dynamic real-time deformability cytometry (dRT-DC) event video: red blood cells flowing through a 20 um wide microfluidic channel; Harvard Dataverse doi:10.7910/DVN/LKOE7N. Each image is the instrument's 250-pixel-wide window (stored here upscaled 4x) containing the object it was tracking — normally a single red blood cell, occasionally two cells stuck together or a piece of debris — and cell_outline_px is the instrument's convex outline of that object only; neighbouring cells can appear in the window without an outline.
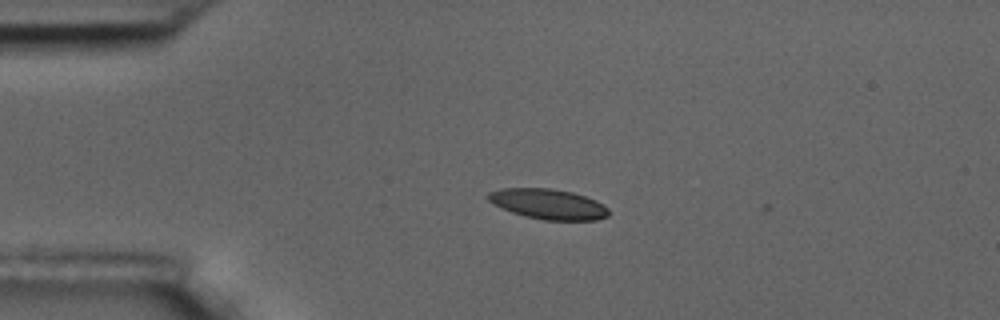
{"species": "common noctule bat (a hibernating species)", "species_latin": "Nyctalus noctula", "temperature_condition": "room temperature", "stored_images_in_passage": 3, "camera_frame_rate_fps": 3000, "um_per_image_px": 0.085, "animal": {"sex": "male", "body_mass_g": 17.5, "forearm_length_mm": 52.3}, "frame": {"image": 1, "passage_image": 2, "time_ms": 0.333, "image_size_px": [1000, 320], "cell_outline_px": [[608, 216], [596, 220], [544, 220], [524, 216], [512, 212], [488, 200], [484, 196], [488, 192], [500, 188], [552, 188], [572, 192], [596, 200], [604, 204], [608, 208]], "centroid_in_image_um": [46.6, 17.33], "position_along_channel_um": 38.4, "area_um2": 21.27}}